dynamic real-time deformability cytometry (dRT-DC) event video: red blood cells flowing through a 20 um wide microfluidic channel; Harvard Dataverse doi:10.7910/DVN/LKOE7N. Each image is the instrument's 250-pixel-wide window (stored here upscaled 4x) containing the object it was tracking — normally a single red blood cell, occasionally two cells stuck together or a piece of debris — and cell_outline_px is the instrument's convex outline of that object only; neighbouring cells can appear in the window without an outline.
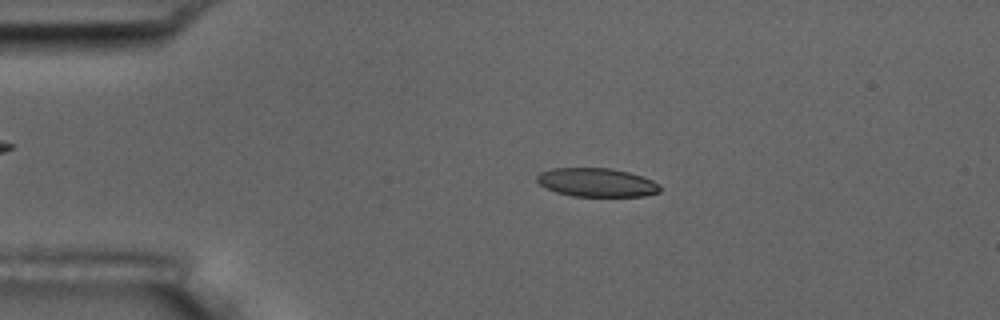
{"species": "common noctule bat (a hibernating species)", "species_latin": "Nyctalus noctula", "temperature_condition": "room temperature", "stored_images_in_passage": 6, "camera_frame_rate_fps": 3000, "um_per_image_px": 0.085, "animal": {"sex": "male", "body_mass_g": 17.5, "forearm_length_mm": 52.3}, "frame": {"image": 1, "passage_image": 3, "time_ms": 2.333, "image_size_px": [1000, 320], "cell_outline_px": [[660, 192], [644, 196], [572, 196], [556, 192], [540, 184], [536, 180], [536, 176], [540, 172], [552, 168], [612, 168], [628, 172], [652, 180], [660, 184]], "centroid_in_image_um": [50.72, 15.5], "position_along_channel_um": 34.3, "area_um2": 20.52}}
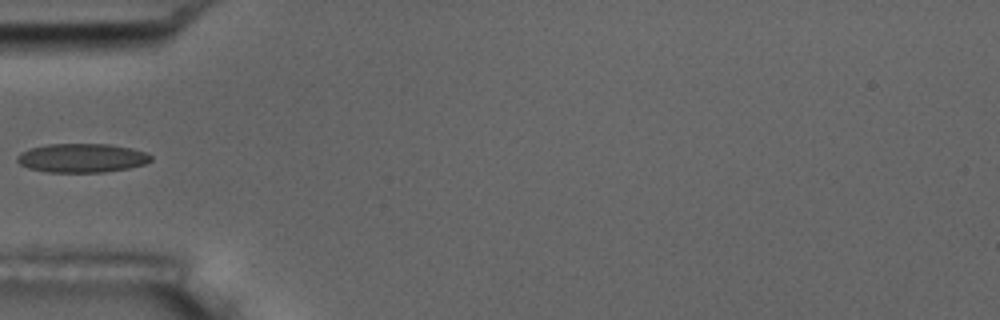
{"frame": {"image": 2, "passage_image": 5, "time_ms": 4.667, "image_size_px": [1000, 320], "cell_outline_px": [[152, 160], [144, 164], [128, 168], [104, 172], [48, 172], [28, 168], [20, 164], [16, 160], [16, 156], [20, 152], [32, 148], [48, 144], [108, 144], [132, 148], [148, 152], [152, 156]], "centroid_in_image_um": [6.97, 13.42], "position_along_channel_um": 78.0, "area_um2": 22.6}}